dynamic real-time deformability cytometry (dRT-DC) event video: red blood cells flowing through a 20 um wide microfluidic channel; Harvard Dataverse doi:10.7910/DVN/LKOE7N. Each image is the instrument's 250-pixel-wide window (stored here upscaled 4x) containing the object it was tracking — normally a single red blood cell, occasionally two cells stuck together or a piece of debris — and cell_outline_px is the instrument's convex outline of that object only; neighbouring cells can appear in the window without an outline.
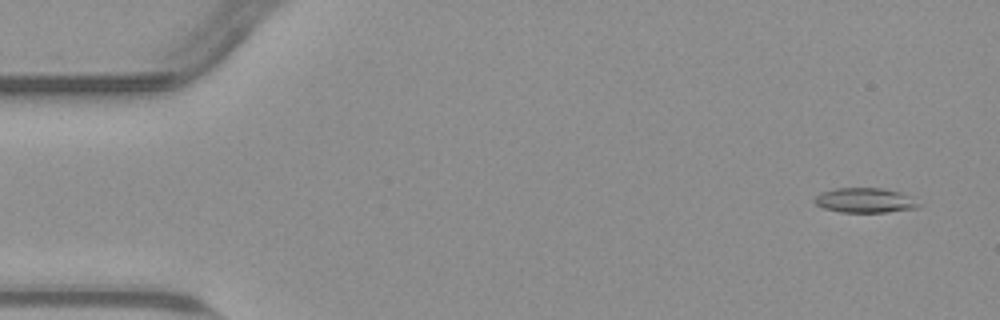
{"species": "common noctule bat (a hibernating species)", "species_latin": "Nyctalus noctula", "temperature_condition": "warm", "stored_images_in_passage": 55, "camera_frame_rate_fps": 3000, "um_per_image_px": 0.085, "animal": {"sex": "male", "body_mass_g": 23.1, "forearm_length_mm": 52.7}, "frame": {"image": 1, "passage_image": 3, "time_ms": 0.667, "image_size_px": [1000, 320], "cell_outline_px": [[920, 204], [916, 208], [884, 212], [840, 212], [824, 208], [816, 204], [812, 200], [820, 192], [836, 188], [884, 188], [900, 192], [912, 196]], "centroid_in_image_um": [73.51, 17.02], "position_along_channel_um": 11.5, "area_um2": 15.09}}
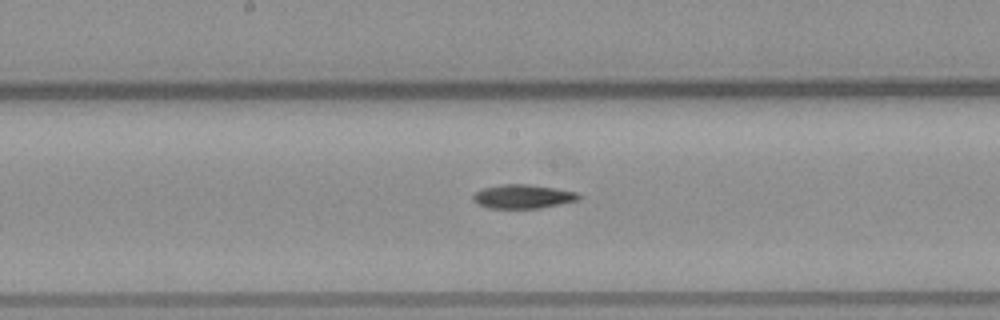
{"frame": {"image": 2, "passage_image": 28, "time_ms": 9.0, "image_size_px": [1000, 320], "cell_outline_px": [[584, 196], [580, 200], [540, 208], [488, 208], [472, 200], [472, 196], [476, 192], [484, 188], [500, 184], [532, 184], [556, 188], [576, 192]], "centroid_in_image_um": [44.5, 16.69], "position_along_channel_um": 203.7, "area_um2": 14.85}}
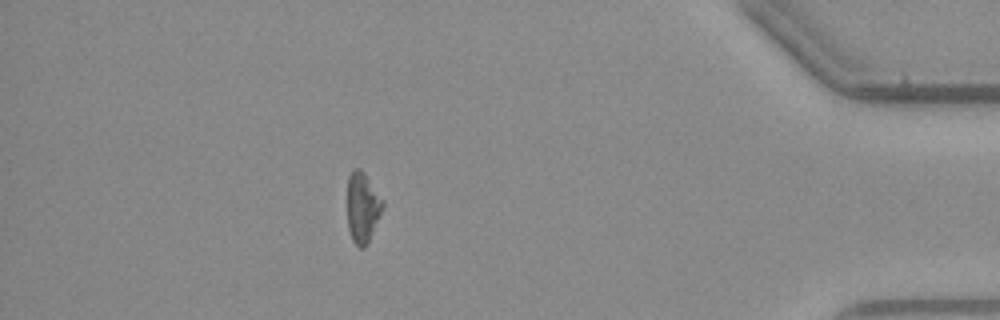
{"frame": {"image": 3, "passage_image": 48, "time_ms": 15.667, "image_size_px": [1000, 320], "cell_outline_px": [[384, 204], [368, 240], [364, 248], [360, 248], [352, 240], [348, 228], [348, 176], [352, 168], [360, 168], [364, 172], [384, 200]], "centroid_in_image_um": [30.8, 17.57], "position_along_channel_um": 404.4, "area_um2": 14.28}}